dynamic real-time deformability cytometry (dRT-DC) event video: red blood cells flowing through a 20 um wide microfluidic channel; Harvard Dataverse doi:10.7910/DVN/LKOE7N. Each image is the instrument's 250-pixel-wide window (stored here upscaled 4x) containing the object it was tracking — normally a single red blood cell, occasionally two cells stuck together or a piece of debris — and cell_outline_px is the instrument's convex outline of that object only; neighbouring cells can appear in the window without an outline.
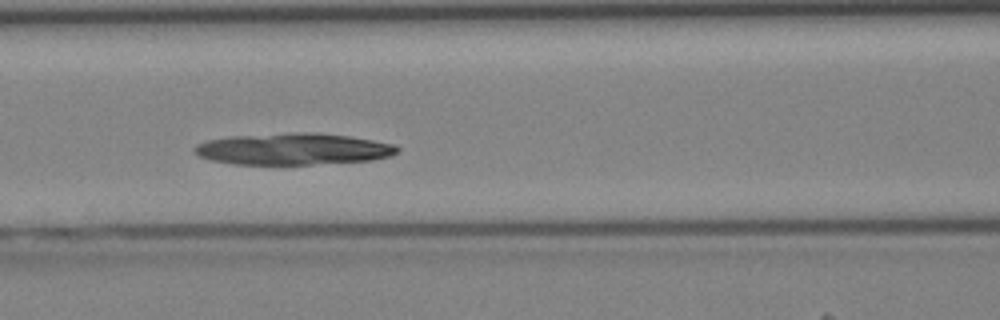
{"species": "Egyptian fruit bat (a non-hibernating species)", "species_latin": "Rousettus aegyptiacus", "temperature_condition": "cold", "stored_images_in_passage": 43, "camera_frame_rate_fps": 3000, "um_per_image_px": 0.085, "animal": {"sex": "female"}, "frame": {"image": 1, "passage_image": 19, "time_ms": 6.0, "image_size_px": [1000, 320], "cell_outline_px": [[400, 148], [392, 156], [372, 160], [312, 164], [236, 164], [212, 160], [200, 156], [192, 152], [192, 148], [196, 144], [208, 140], [228, 136], [288, 132], [316, 132], [348, 136], [372, 140], [392, 144]], "centroid_in_image_um": [24.88, 12.65], "position_along_channel_um": 141.7, "area_um2": 37.45}}
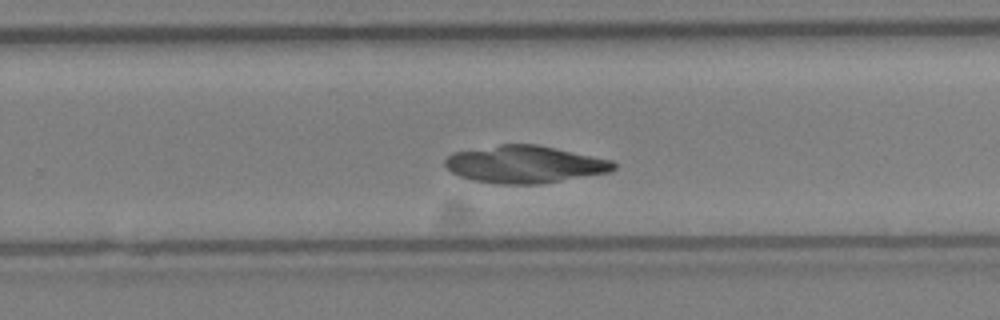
{"frame": {"image": 2, "passage_image": 28, "time_ms": 9.0, "image_size_px": [1000, 320], "cell_outline_px": [[616, 168], [608, 172], [540, 184], [500, 184], [472, 180], [460, 176], [452, 172], [444, 164], [444, 160], [452, 152], [500, 144], [536, 144], [556, 148], [612, 160], [616, 164]], "centroid_in_image_um": [44.57, 13.96], "position_along_channel_um": 285.2, "area_um2": 36.59}}
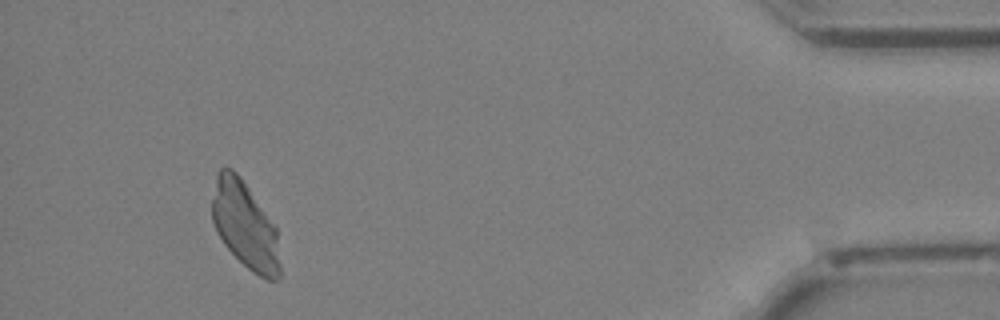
{"frame": {"image": 3, "passage_image": 40, "time_ms": 13.0, "image_size_px": [1000, 320], "cell_outline_px": [[280, 280], [268, 280], [252, 272], [224, 244], [216, 232], [212, 220], [212, 200], [216, 172], [220, 168], [232, 168], [240, 176], [276, 224], [280, 268]], "centroid_in_image_um": [20.83, 19.13], "position_along_channel_um": 414.4, "area_um2": 34.74}}